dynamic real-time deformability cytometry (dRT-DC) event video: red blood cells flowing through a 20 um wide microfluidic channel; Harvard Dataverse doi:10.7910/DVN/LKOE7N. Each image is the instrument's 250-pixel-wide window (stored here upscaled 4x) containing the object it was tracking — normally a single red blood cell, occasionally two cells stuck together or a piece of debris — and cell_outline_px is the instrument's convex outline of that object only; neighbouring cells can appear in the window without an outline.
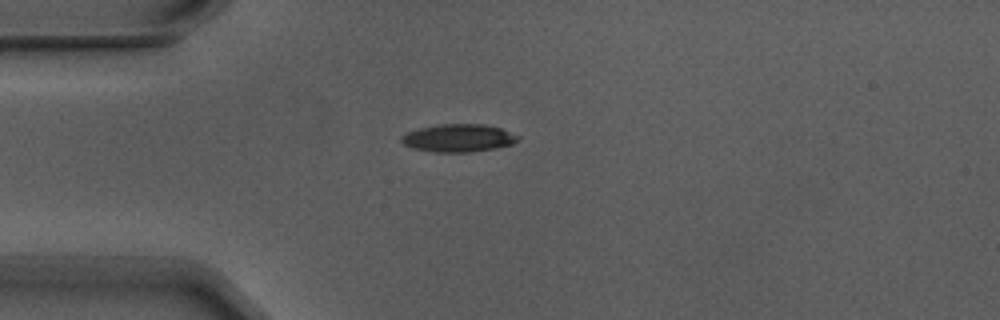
{"species": "Egyptian fruit bat (a non-hibernating species)", "species_latin": "Rousettus aegyptiacus", "temperature_condition": "warm", "stored_images_in_passage": 4, "camera_frame_rate_fps": 3000, "um_per_image_px": 0.085, "animal": {"sex": "male"}, "frame": {"image": 1, "passage_image": 1, "time_ms": 0.0, "image_size_px": [1000, 320], "cell_outline_px": [[520, 140], [512, 144], [496, 148], [468, 152], [432, 152], [412, 148], [404, 144], [400, 140], [400, 136], [408, 132], [420, 128], [440, 124], [484, 124], [500, 128], [520, 136]], "centroid_in_image_um": [38.97, 11.73], "position_along_channel_um": 46.0, "area_um2": 18.9}}
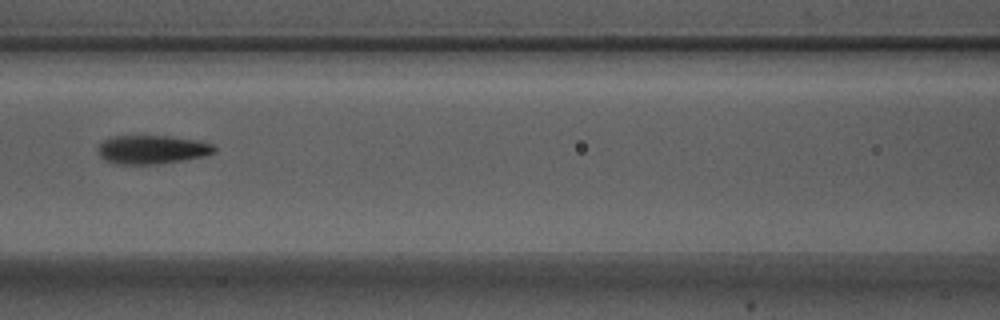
{"frame": {"image": 2, "passage_image": 4, "time_ms": 1.0, "image_size_px": [1000, 320], "cell_outline_px": [[216, 152], [204, 156], [156, 164], [116, 164], [104, 160], [100, 156], [100, 144], [104, 140], [112, 136], [172, 136], [200, 140], [212, 144], [216, 148]], "centroid_in_image_um": [12.96, 12.7], "position_along_channel_um": 153.6, "area_um2": 19.36}}